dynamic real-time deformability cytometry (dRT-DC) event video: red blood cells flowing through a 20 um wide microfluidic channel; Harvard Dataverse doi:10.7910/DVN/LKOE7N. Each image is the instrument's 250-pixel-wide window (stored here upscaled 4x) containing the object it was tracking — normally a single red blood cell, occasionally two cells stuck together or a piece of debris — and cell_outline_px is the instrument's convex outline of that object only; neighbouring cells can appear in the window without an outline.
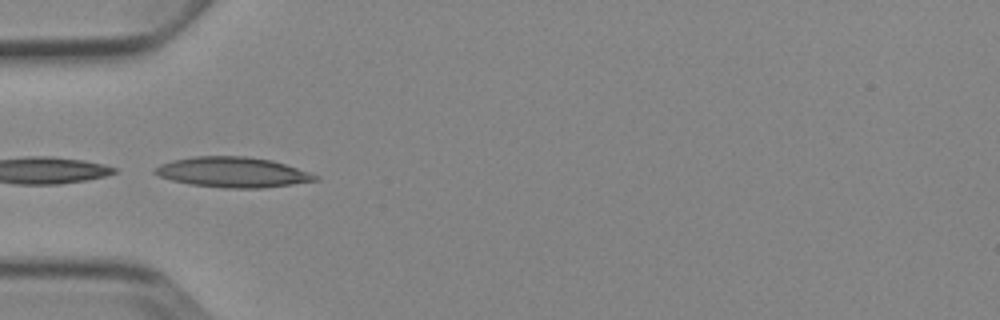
{"species": "Egyptian fruit bat (a non-hibernating species)", "species_latin": "Rousettus aegyptiacus", "temperature_condition": "cold", "stored_images_in_passage": 7, "camera_frame_rate_fps": 3000, "um_per_image_px": 0.085, "animal": {"sex": "female"}, "frame": {"image": 1, "passage_image": 5, "time_ms": 4.667, "image_size_px": [1000, 320], "cell_outline_px": [[320, 180], [264, 188], [224, 188], [192, 184], [172, 180], [160, 176], [152, 172], [160, 164], [172, 160], [192, 156], [248, 156], [272, 160], [320, 176]], "centroid_in_image_um": [19.79, 14.63], "position_along_channel_um": 65.2, "area_um2": 28.21}}